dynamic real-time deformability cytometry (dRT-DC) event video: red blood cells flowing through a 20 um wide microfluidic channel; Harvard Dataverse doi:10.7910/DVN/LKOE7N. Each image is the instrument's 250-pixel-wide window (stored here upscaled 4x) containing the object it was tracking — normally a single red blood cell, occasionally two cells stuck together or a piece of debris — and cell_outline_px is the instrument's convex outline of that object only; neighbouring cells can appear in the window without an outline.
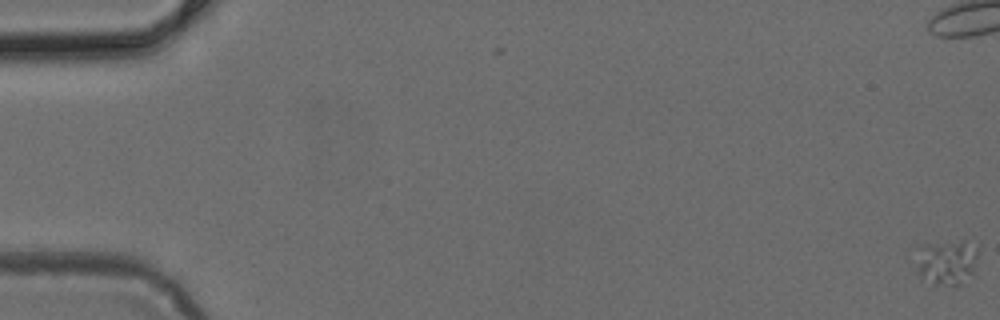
{"species": "common noctule bat (a hibernating species)", "species_latin": "Nyctalus noctula", "temperature_condition": "cold", "stored_images_in_passage": 52, "camera_frame_rate_fps": 3000, "um_per_image_px": 0.085, "animal": {"sex": "female", "body_mass_g": 24.6, "forearm_length_mm": 56.2}, "frame": {"image": 1, "passage_image": 1, "time_ms": 0.0, "image_size_px": [1000, 320], "cell_outline_px": [[980, 244], [976, 260], [972, 272], [960, 284], [936, 284], [920, 280], [912, 256], [912, 252], [920, 244], [964, 240]], "centroid_in_image_um": [80.37, 22.21], "position_along_channel_um": 4.6, "area_um2": 17.17}}
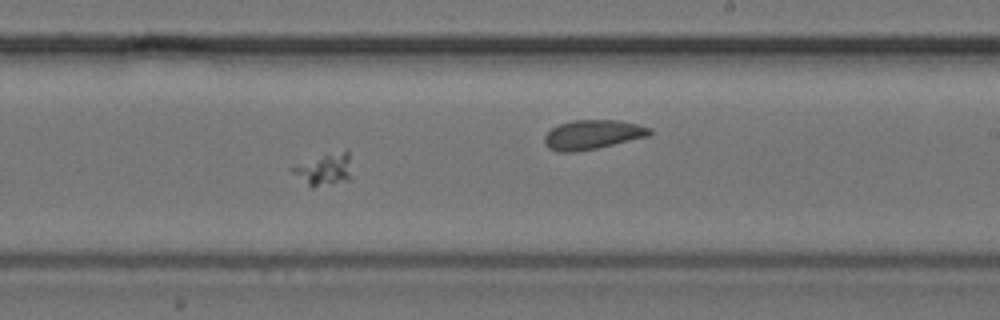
{"frame": {"image": 2, "passage_image": 32, "time_ms": 10.333, "image_size_px": [1000, 320], "cell_outline_px": [[348, 180], [312, 188], [292, 172], [288, 168], [348, 148]], "centroid_in_image_um": [27.54, 14.42], "position_along_channel_um": 261.5, "area_um2": 10.29}}
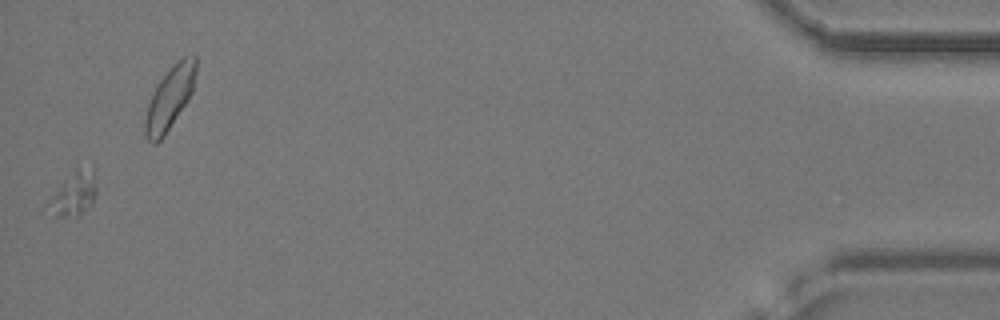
{"frame": {"image": 3, "passage_image": 51, "time_ms": 16.667, "image_size_px": [1000, 320], "cell_outline_px": [[96, 192], [92, 204], [80, 216], [56, 216], [44, 204], [60, 184], [76, 168], [92, 164], [96, 188]], "centroid_in_image_um": [6.28, 16.44], "position_along_channel_um": 428.9, "area_um2": 12.54}}